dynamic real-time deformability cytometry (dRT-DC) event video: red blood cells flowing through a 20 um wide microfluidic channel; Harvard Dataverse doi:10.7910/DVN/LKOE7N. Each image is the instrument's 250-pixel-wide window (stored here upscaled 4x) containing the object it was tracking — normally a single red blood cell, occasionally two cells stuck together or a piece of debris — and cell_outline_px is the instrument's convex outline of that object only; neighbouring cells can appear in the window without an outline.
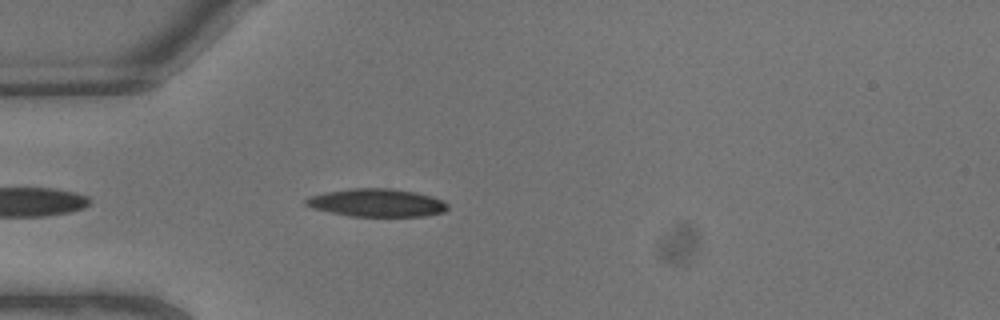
{"species": "common noctule bat (a hibernating species)", "species_latin": "Nyctalus noctula", "temperature_condition": "warm", "stored_images_in_passage": 8, "camera_frame_rate_fps": 3000, "um_per_image_px": 0.085, "animal": {"sex": "male", "body_mass_g": 13.3}, "frame": {"image": 1, "passage_image": 5, "time_ms": 1.333, "image_size_px": [1000, 320], "cell_outline_px": [[448, 208], [444, 212], [424, 216], [352, 216], [312, 208], [304, 204], [304, 200], [312, 196], [324, 192], [348, 188], [392, 188], [416, 192], [432, 196], [444, 200], [448, 204]], "centroid_in_image_um": [32.05, 17.22], "position_along_channel_um": 52.9, "area_um2": 23.18}}
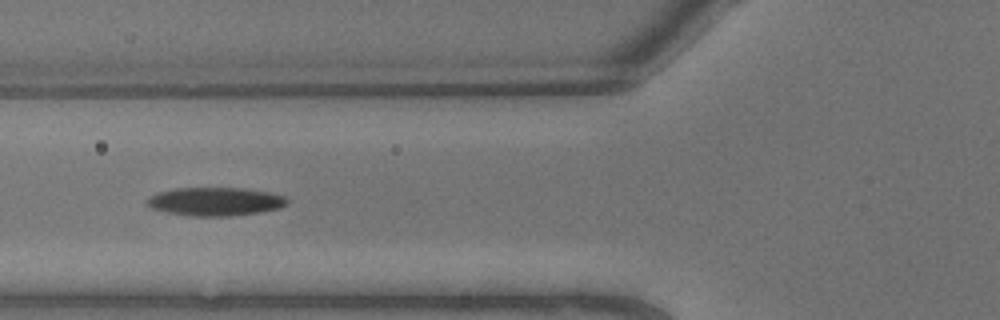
{"frame": {"image": 2, "passage_image": 7, "time_ms": 2.0, "image_size_px": [1000, 320], "cell_outline_px": [[288, 204], [280, 208], [260, 212], [228, 216], [192, 216], [168, 212], [152, 208], [144, 200], [148, 196], [156, 192], [176, 188], [244, 188], [272, 192], [284, 196], [288, 200]], "centroid_in_image_um": [18.3, 17.12], "position_along_channel_um": 107.5, "area_um2": 23.35}}
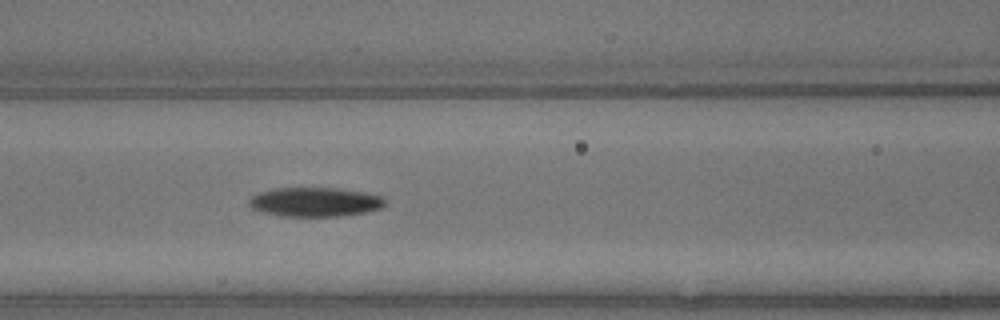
{"frame": {"image": 3, "passage_image": 8, "time_ms": 2.333, "image_size_px": [1000, 320], "cell_outline_px": [[388, 204], [380, 208], [368, 212], [340, 216], [284, 216], [260, 212], [252, 208], [248, 204], [248, 200], [252, 196], [260, 192], [276, 188], [336, 188], [364, 192], [384, 196]], "centroid_in_image_um": [26.81, 17.17], "position_along_channel_um": 139.8, "area_um2": 23.35}}